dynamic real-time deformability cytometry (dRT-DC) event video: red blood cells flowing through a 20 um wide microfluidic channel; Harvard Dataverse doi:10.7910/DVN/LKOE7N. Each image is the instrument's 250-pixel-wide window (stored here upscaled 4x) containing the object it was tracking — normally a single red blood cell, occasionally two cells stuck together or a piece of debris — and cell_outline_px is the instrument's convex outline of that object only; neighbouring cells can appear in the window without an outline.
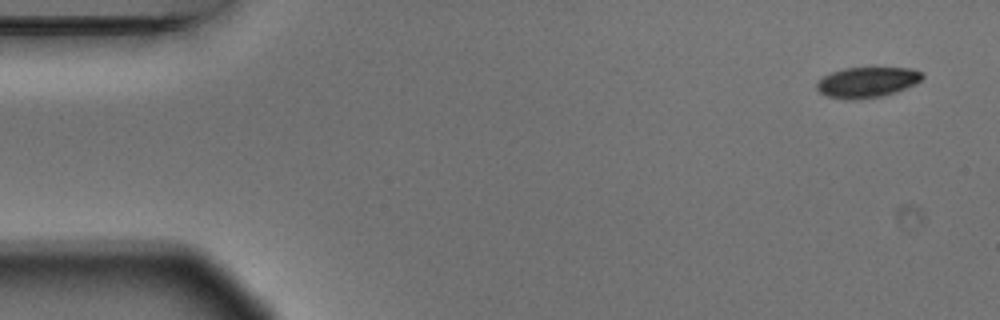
{"species": "Egyptian fruit bat (a non-hibernating species)", "species_latin": "Rousettus aegyptiacus", "temperature_condition": "warm", "stored_images_in_passage": 5, "camera_frame_rate_fps": 3000, "um_per_image_px": 0.085, "animal": {"sex": "male"}, "frame": {"image": 1, "passage_image": 1, "time_ms": 0.0, "image_size_px": [1000, 320], "cell_outline_px": [[924, 76], [920, 80], [896, 92], [880, 96], [856, 100], [844, 100], [828, 96], [820, 92], [816, 88], [816, 84], [824, 76], [832, 72], [844, 68], [908, 68], [920, 72]], "centroid_in_image_um": [73.65, 7.0], "position_along_channel_um": 11.4, "area_um2": 18.44}}
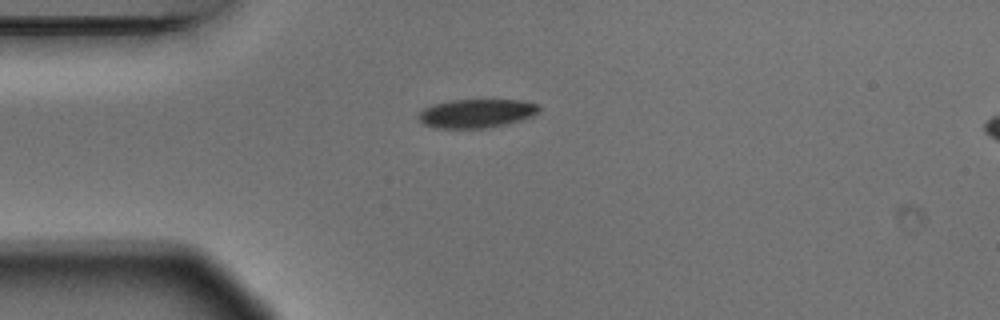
{"frame": {"image": 2, "passage_image": 4, "time_ms": 1.0, "image_size_px": [1000, 320], "cell_outline_px": [[540, 108], [532, 116], [508, 124], [488, 128], [436, 128], [424, 124], [416, 116], [424, 108], [432, 104], [452, 100], [524, 100], [540, 104]], "centroid_in_image_um": [40.51, 9.63], "position_along_channel_um": 44.5, "area_um2": 20.29}}